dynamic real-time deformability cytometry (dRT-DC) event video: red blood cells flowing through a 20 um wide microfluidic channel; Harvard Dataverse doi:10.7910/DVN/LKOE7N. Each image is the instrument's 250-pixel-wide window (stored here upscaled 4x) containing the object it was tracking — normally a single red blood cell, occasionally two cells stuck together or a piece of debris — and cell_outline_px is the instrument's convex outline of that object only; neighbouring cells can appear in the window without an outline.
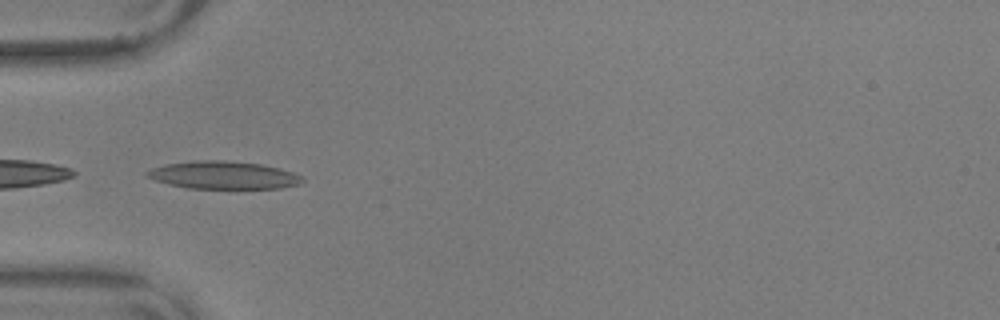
{"species": "common noctule bat (a hibernating species)", "species_latin": "Nyctalus noctula", "temperature_condition": "warm", "stored_images_in_passage": 40, "camera_frame_rate_fps": 3000, "um_per_image_px": 0.085, "animal": {"sex": "male", "body_mass_g": 17.9, "forearm_length_mm": 54.2}, "frame": {"image": 1, "passage_image": 7, "time_ms": 2.0, "image_size_px": [1000, 320], "cell_outline_px": [[304, 180], [300, 184], [280, 188], [236, 192], [188, 188], [168, 184], [144, 176], [144, 172], [152, 168], [164, 164], [192, 160], [224, 160], [260, 164], [280, 168], [304, 176]], "centroid_in_image_um": [19.02, 14.94], "position_along_channel_um": 66.0, "area_um2": 26.59}, "authors_computed_cell_mechanics": {"area_um2": 23.2067, "velocity_mm_per_s": 3.6272, "shape_relaxation_time_tau1_ms": null, "shape_relaxation_time_tau2_ms": 3.6187, "deformation_change_tau1": null, "deformation_change_tau2": 0.1414}}